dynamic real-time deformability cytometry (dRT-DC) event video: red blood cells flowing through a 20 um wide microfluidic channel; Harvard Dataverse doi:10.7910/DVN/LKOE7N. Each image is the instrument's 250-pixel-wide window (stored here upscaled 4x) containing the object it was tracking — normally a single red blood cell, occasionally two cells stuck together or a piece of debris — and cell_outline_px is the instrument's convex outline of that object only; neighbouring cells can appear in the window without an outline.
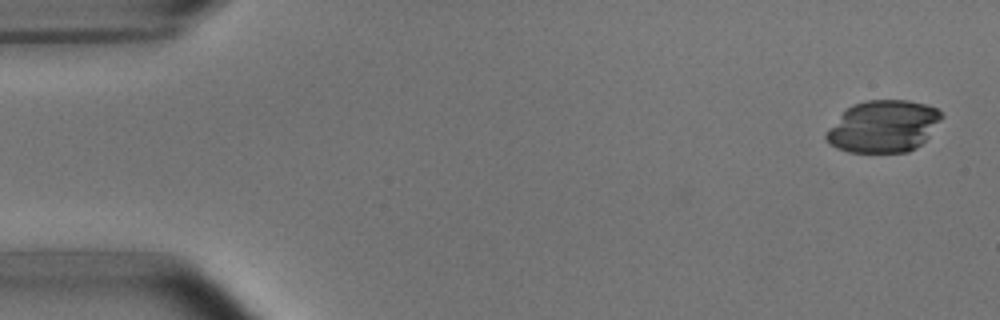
{"species": "common noctule bat (a hibernating species)", "species_latin": "Nyctalus noctula", "temperature_condition": "room temperature", "stored_images_in_passage": 4, "camera_frame_rate_fps": 3000, "um_per_image_px": 0.085, "animal": {"sex": "male", "body_mass_g": 15.6}, "frame": {"image": 1, "passage_image": 1, "time_ms": 0.0, "image_size_px": [1000, 320], "cell_outline_px": [[944, 116], [928, 136], [916, 148], [908, 152], [848, 152], [836, 148], [828, 144], [824, 136], [828, 128], [852, 104], [868, 100], [908, 100], [924, 104], [936, 108]], "centroid_in_image_um": [75.06, 10.75], "position_along_channel_um": 9.9, "area_um2": 34.85}}